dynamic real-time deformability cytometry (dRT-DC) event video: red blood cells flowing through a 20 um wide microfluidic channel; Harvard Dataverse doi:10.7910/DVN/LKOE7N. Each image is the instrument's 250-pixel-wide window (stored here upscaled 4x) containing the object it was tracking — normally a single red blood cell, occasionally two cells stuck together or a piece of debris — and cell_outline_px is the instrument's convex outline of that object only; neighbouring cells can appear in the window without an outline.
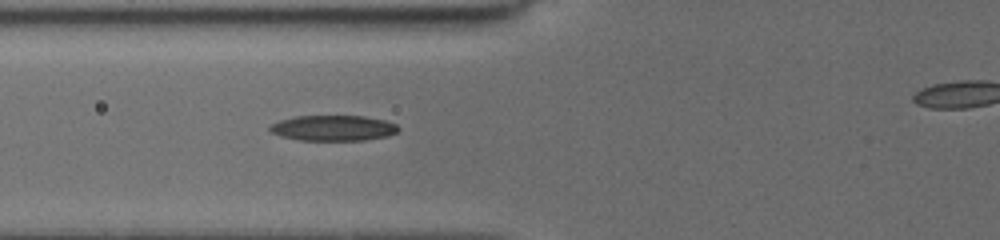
{"species": "common noctule bat (a hibernating species)", "species_latin": "Nyctalus noctula", "temperature_condition": "cold", "stored_images_in_passage": 17, "camera_frame_rate_fps": 3000, "um_per_image_px": 0.085, "animal": {"sex": "female", "body_mass_g": 19.5, "forearm_length_mm": 54.1}, "frame": {"image": 1, "passage_image": 6, "time_ms": 1.0, "image_size_px": [1000, 240], "cell_outline_px": [[400, 128], [396, 132], [388, 136], [364, 140], [296, 140], [280, 136], [272, 132], [268, 128], [272, 124], [280, 120], [296, 116], [364, 116], [384, 120], [396, 124]], "centroid_in_image_um": [28.32, 10.88], "position_along_channel_um": 97.5, "area_um2": 19.07}}
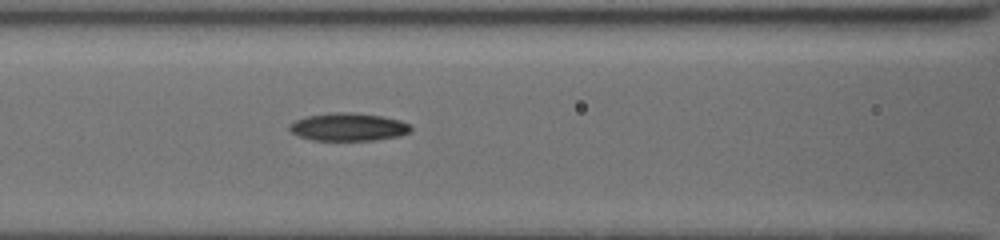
{"frame": {"image": 2, "passage_image": 12, "time_ms": 2.0, "image_size_px": [1000, 240], "cell_outline_px": [[412, 128], [408, 132], [400, 136], [372, 140], [312, 140], [296, 136], [288, 128], [296, 120], [308, 116], [336, 112], [348, 112], [380, 116], [400, 120], [408, 124]], "centroid_in_image_um": [29.59, 10.8], "position_along_channel_um": 137.0, "area_um2": 19.42}}
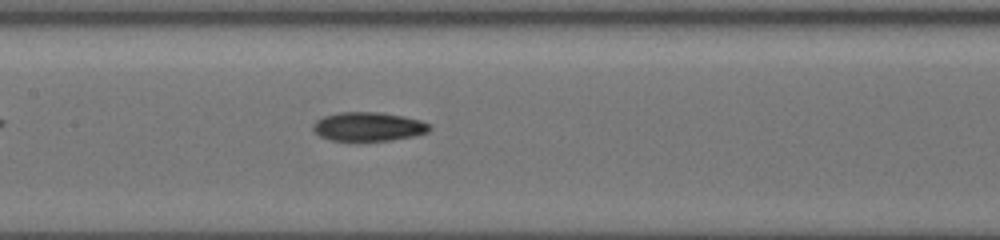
{"frame": {"image": 3, "passage_image": 17, "time_ms": 3.0, "image_size_px": [1000, 240], "cell_outline_px": [[428, 132], [412, 136], [392, 140], [328, 140], [320, 136], [312, 128], [312, 124], [316, 120], [324, 116], [340, 112], [376, 112], [400, 116], [420, 120], [428, 124]], "centroid_in_image_um": [31.25, 10.76], "position_along_channel_um": 176.2, "area_um2": 19.25}}